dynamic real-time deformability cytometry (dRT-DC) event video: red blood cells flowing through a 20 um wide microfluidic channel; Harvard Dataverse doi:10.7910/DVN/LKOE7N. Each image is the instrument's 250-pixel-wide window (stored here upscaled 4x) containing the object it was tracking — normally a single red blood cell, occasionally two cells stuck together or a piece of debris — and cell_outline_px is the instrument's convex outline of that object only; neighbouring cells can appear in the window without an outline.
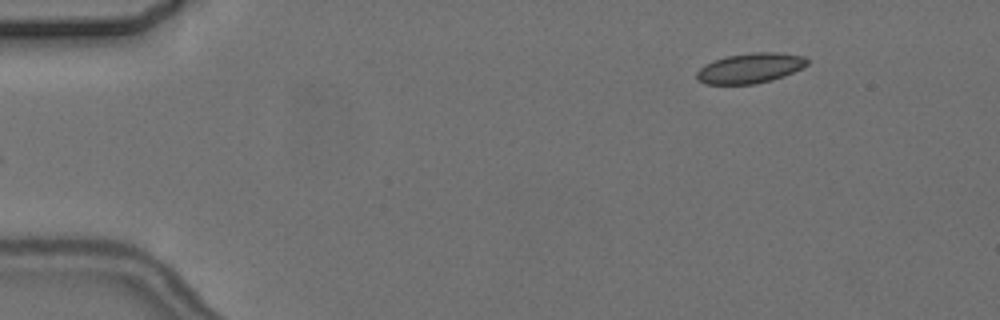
{"species": "common noctule bat (a hibernating species)", "species_latin": "Nyctalus noctula", "temperature_condition": "cold", "stored_images_in_passage": 2, "camera_frame_rate_fps": 3000, "um_per_image_px": 0.085, "animal": {"sex": "female", "body_mass_g": 24.6, "forearm_length_mm": 56.2}, "frame": {"image": 1, "passage_image": 2, "time_ms": 1.333, "image_size_px": [1000, 320], "cell_outline_px": [[808, 64], [804, 68], [784, 76], [772, 80], [756, 84], [704, 84], [696, 80], [696, 72], [704, 64], [728, 56], [752, 52], [776, 52], [804, 56], [808, 60]], "centroid_in_image_um": [63.77, 5.8], "position_along_channel_um": 21.2, "area_um2": 19.54}}